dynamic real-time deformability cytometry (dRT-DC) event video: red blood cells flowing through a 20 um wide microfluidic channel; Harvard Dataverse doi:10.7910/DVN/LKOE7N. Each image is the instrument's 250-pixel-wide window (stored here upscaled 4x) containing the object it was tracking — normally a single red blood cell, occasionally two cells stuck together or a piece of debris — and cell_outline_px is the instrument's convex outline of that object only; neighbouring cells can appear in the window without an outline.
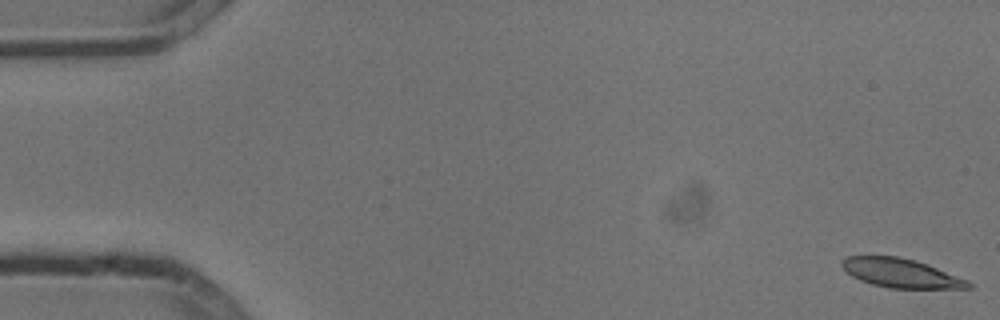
{"species": "common noctule bat (a hibernating species)", "species_latin": "Nyctalus noctula", "temperature_condition": "cold", "stored_images_in_passage": 54, "camera_frame_rate_fps": 3000, "um_per_image_px": 0.085, "animal": {"sex": "male", "body_mass_g": 13.3}, "frame": {"image": 1, "passage_image": 1, "time_ms": 0.0, "image_size_px": [1000, 320], "cell_outline_px": [[976, 284], [972, 288], [888, 288], [872, 284], [860, 280], [852, 276], [840, 264], [840, 260], [848, 256], [900, 256], [916, 260], [928, 264], [968, 280]], "centroid_in_image_um": [76.61, 23.21], "position_along_channel_um": 8.4, "area_um2": 21.5}}
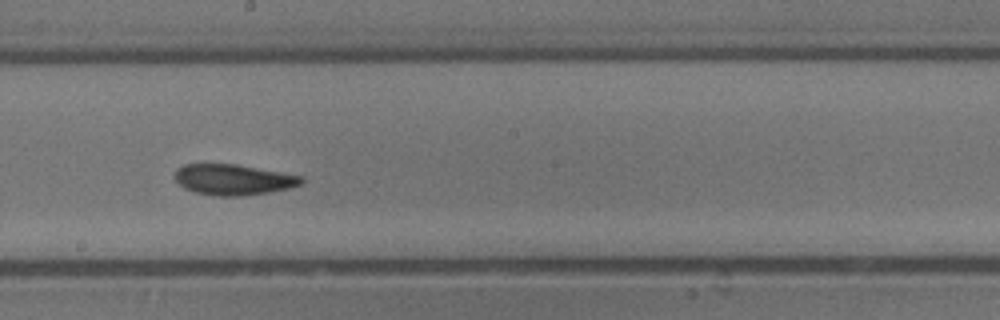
{"frame": {"image": 2, "passage_image": 30, "time_ms": 9.667, "image_size_px": [1000, 320], "cell_outline_px": [[304, 180], [300, 184], [288, 188], [268, 192], [240, 196], [216, 196], [196, 192], [184, 188], [176, 180], [176, 168], [184, 164], [236, 164], [304, 176]], "centroid_in_image_um": [19.84, 15.26], "position_along_channel_um": 228.4, "area_um2": 22.48}}
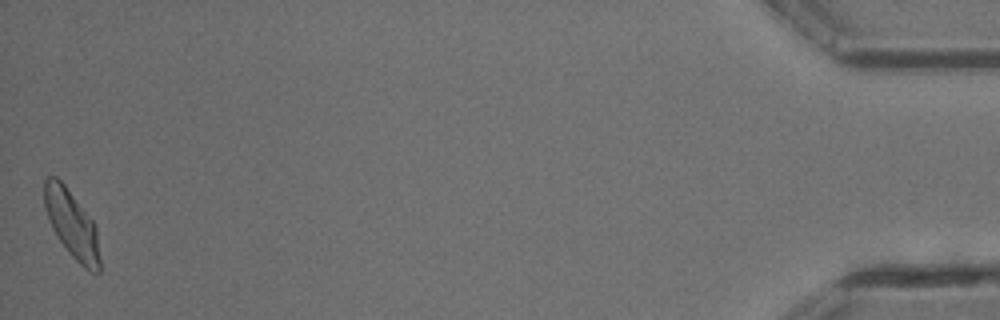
{"frame": {"image": 3, "passage_image": 54, "time_ms": 17.667, "image_size_px": [1000, 320], "cell_outline_px": [[100, 272], [92, 272], [84, 268], [68, 252], [52, 228], [44, 208], [44, 180], [48, 176], [56, 176], [64, 184], [92, 220], [96, 228], [100, 260]], "centroid_in_image_um": [6.09, 19.05], "position_along_channel_um": 429.1, "area_um2": 21.62}, "authors_computed_cell_mechanics": {"area_um2": 22.4264, "velocity_mm_per_s": 3.7627, "shape_relaxation_time_tau1_ms": 8.7427, "shape_relaxation_time_tau2_ms": 3.1642, "deformation_change_tau1": 0.1938, "deformation_change_tau2": 0.1001}}